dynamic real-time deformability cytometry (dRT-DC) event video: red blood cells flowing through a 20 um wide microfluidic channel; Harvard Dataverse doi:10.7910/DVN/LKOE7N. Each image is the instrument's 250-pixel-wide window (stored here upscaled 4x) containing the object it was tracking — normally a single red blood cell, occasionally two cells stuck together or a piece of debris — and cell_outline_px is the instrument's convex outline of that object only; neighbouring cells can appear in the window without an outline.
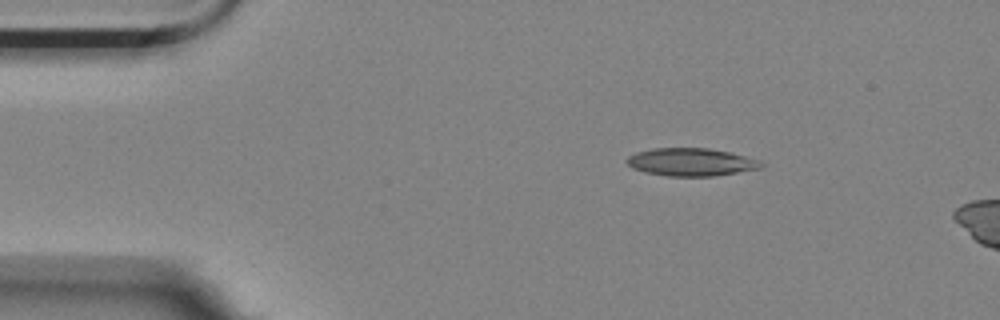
{"species": "Egyptian fruit bat (a non-hibernating species)", "species_latin": "Rousettus aegyptiacus", "temperature_condition": "room temperature", "stored_images_in_passage": 3, "camera_frame_rate_fps": 3000, "um_per_image_px": 0.085, "animal": {"sex": "female"}, "frame": {"image": 1, "passage_image": 1, "time_ms": 0.0, "image_size_px": [1000, 320], "cell_outline_px": [[764, 164], [760, 168], [716, 176], [668, 176], [644, 172], [632, 168], [624, 160], [628, 156], [636, 152], [652, 148], [708, 148], [728, 152], [744, 156], [756, 160]], "centroid_in_image_um": [58.67, 13.78], "position_along_channel_um": 26.3, "area_um2": 21.68}}